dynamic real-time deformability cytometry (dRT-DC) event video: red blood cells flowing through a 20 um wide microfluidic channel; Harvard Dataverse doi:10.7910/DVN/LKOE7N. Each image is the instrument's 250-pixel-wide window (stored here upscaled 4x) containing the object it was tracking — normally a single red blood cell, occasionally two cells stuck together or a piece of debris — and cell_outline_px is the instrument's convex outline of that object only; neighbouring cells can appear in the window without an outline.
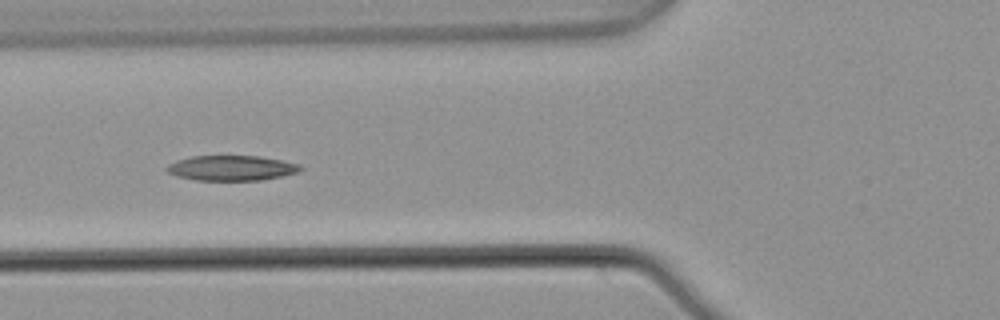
{"species": "common noctule bat (a hibernating species)", "species_latin": "Nyctalus noctula", "temperature_condition": "warm", "stored_images_in_passage": 6, "camera_frame_rate_fps": 3000, "um_per_image_px": 0.085, "animal": {"sex": "male", "body_mass_g": 21.5, "forearm_length_mm": 52.0}, "frame": {"image": 1, "passage_image": 4, "time_ms": 1.0, "image_size_px": [1000, 320], "cell_outline_px": [[304, 168], [296, 172], [284, 176], [260, 180], [196, 180], [176, 176], [168, 172], [164, 168], [168, 164], [176, 160], [192, 156], [260, 156], [300, 164]], "centroid_in_image_um": [19.66, 14.28], "position_along_channel_um": 106.1, "area_um2": 19.59}}
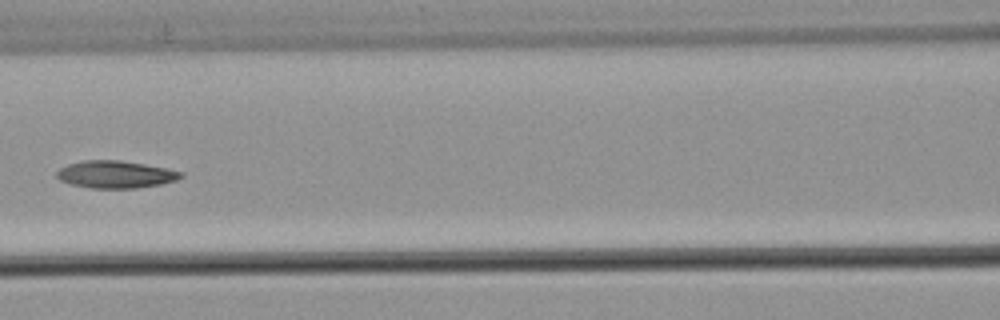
{"frame": {"image": 2, "passage_image": 5, "time_ms": 1.333, "image_size_px": [1000, 320], "cell_outline_px": [[184, 176], [176, 180], [160, 184], [136, 188], [92, 188], [72, 184], [60, 180], [56, 176], [56, 172], [60, 168], [68, 164], [84, 160], [120, 160], [168, 168], [184, 172]], "centroid_in_image_um": [9.84, 14.82], "position_along_channel_um": 156.8, "area_um2": 19.77}}